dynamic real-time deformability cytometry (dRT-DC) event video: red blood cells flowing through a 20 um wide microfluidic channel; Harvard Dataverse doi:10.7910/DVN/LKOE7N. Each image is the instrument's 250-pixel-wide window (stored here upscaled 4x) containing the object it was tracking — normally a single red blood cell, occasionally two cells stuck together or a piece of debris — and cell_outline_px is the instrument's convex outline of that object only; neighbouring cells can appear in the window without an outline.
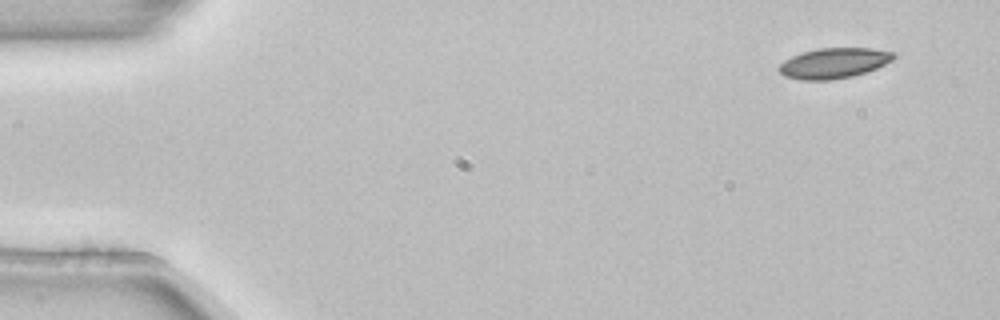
{"species": "common noctule bat (a hibernating species)", "species_latin": "Nyctalus noctula", "temperature_condition": "room temperature", "stored_images_in_passage": 4, "camera_frame_rate_fps": 3000, "um_per_image_px": 0.085, "animal": {"sex": "female", "body_mass_g": 22.7, "forearm_length_mm": 54.2}, "frame": {"image": 1, "passage_image": 1, "time_ms": 0.0, "image_size_px": [1000, 320], "cell_outline_px": [[896, 56], [892, 60], [876, 68], [852, 76], [832, 80], [800, 80], [784, 76], [776, 68], [784, 60], [792, 56], [816, 48], [872, 48], [892, 52]], "centroid_in_image_um": [70.83, 5.37], "position_along_channel_um": 14.2, "area_um2": 20.23}}
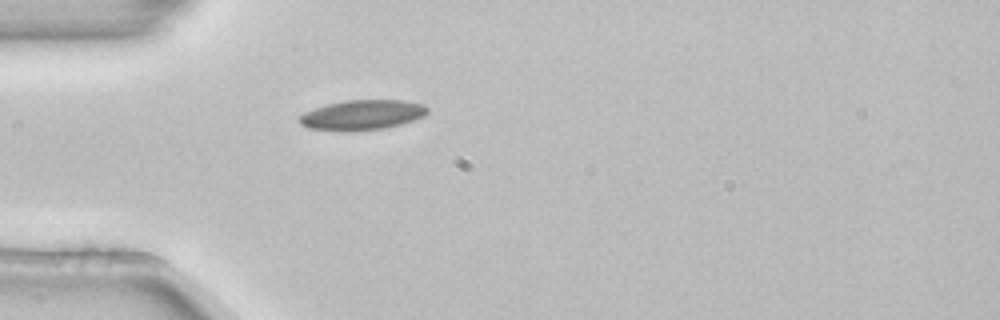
{"frame": {"image": 2, "passage_image": 4, "time_ms": 1.0, "image_size_px": [1000, 320], "cell_outline_px": [[428, 112], [424, 116], [400, 124], [384, 128], [352, 132], [340, 132], [308, 128], [300, 124], [296, 120], [296, 116], [304, 112], [328, 104], [344, 100], [404, 100], [424, 104], [428, 108]], "centroid_in_image_um": [30.73, 9.78], "position_along_channel_um": 54.3, "area_um2": 22.77}}